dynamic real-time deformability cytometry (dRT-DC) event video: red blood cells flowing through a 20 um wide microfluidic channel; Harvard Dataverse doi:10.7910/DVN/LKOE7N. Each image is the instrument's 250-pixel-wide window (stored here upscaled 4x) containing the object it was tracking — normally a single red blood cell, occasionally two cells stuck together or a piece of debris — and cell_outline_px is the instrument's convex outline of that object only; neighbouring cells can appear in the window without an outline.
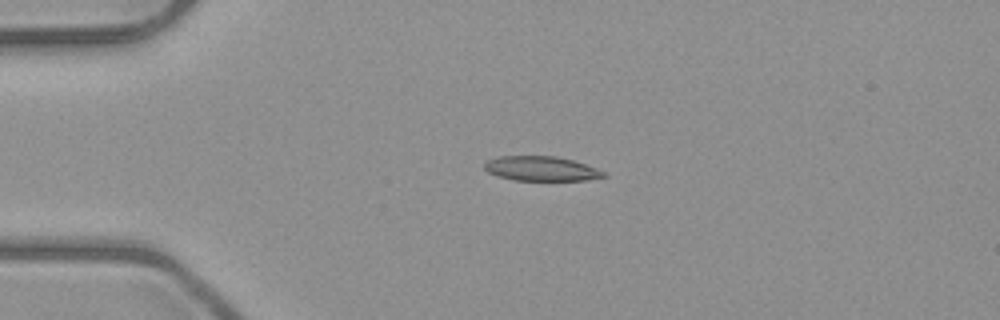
{"species": "common noctule bat (a hibernating species)", "species_latin": "Nyctalus noctula", "temperature_condition": "room temperature", "stored_images_in_passage": 2, "camera_frame_rate_fps": 3000, "um_per_image_px": 0.085, "animal": {"sex": "male", "body_mass_g": 23.1, "forearm_length_mm": 52.7}, "frame": {"image": 1, "passage_image": 1, "time_ms": 0.0, "image_size_px": [1000, 320], "cell_outline_px": [[608, 176], [588, 180], [512, 180], [496, 176], [488, 172], [484, 168], [484, 164], [488, 160], [500, 156], [556, 156], [572, 160], [596, 168], [604, 172]], "centroid_in_image_um": [45.99, 14.34], "position_along_channel_um": 39.0, "area_um2": 17.05}}